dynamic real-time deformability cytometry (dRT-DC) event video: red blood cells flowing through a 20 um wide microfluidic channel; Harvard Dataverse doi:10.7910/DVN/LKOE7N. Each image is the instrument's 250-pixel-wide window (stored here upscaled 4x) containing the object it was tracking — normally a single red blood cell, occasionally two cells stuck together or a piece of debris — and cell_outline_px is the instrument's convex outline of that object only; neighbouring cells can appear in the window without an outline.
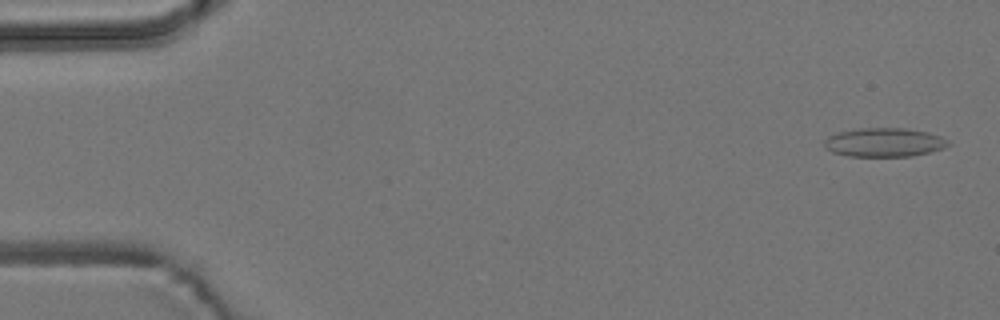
{"species": "common noctule bat (a hibernating species)", "species_latin": "Nyctalus noctula", "temperature_condition": "room temperature", "stored_images_in_passage": 55, "camera_frame_rate_fps": 3000, "um_per_image_px": 0.085, "animal": {"sex": "male", "body_mass_g": 19.2, "forearm_length_mm": 51.8}, "frame": {"image": 1, "passage_image": 2, "time_ms": 0.333, "image_size_px": [1000, 320], "cell_outline_px": [[952, 144], [944, 148], [912, 156], [848, 156], [832, 152], [824, 144], [824, 140], [828, 136], [836, 132], [856, 128], [904, 128], [928, 132], [940, 136], [948, 140]], "centroid_in_image_um": [75.16, 12.09], "position_along_channel_um": 9.8, "area_um2": 20.92}}
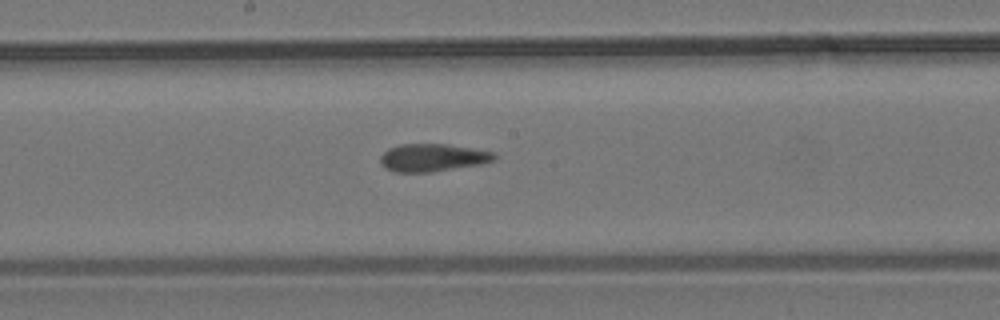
{"frame": {"image": 2, "passage_image": 29, "time_ms": 9.333, "image_size_px": [1000, 320], "cell_outline_px": [[496, 160], [480, 164], [432, 172], [396, 172], [384, 168], [380, 164], [380, 156], [388, 148], [400, 144], [444, 144], [472, 148], [492, 152], [496, 156]], "centroid_in_image_um": [36.73, 13.4], "position_along_channel_um": 211.5, "area_um2": 18.38}}
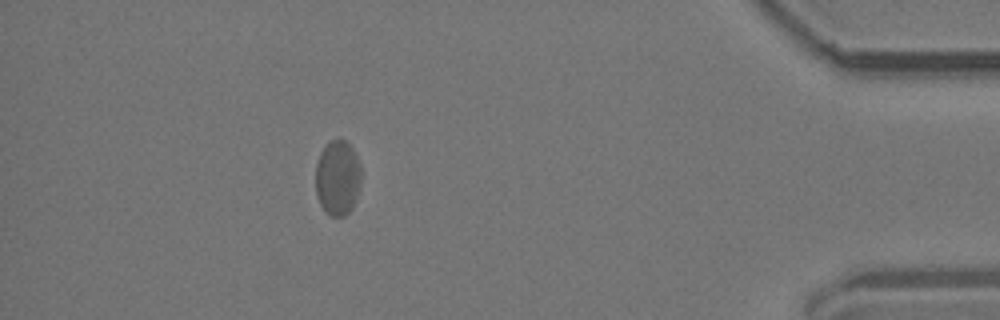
{"frame": {"image": 3, "passage_image": 49, "time_ms": 16.0, "image_size_px": [1000, 320], "cell_outline_px": [[360, 188], [352, 208], [344, 216], [332, 216], [320, 204], [316, 196], [316, 164], [320, 152], [328, 140], [344, 140], [352, 148], [360, 164]], "centroid_in_image_um": [28.69, 15.1], "position_along_channel_um": 406.5, "area_um2": 19.88}, "authors_computed_cell_mechanics": {"area_um2": 19.363, "velocity_mm_per_s": 3.7364, "shape_relaxation_time_tau1_ms": null, "shape_relaxation_time_tau2_ms": 2.0393, "deformation_change_tau1": null, "deformation_change_tau2": 0.0817}}